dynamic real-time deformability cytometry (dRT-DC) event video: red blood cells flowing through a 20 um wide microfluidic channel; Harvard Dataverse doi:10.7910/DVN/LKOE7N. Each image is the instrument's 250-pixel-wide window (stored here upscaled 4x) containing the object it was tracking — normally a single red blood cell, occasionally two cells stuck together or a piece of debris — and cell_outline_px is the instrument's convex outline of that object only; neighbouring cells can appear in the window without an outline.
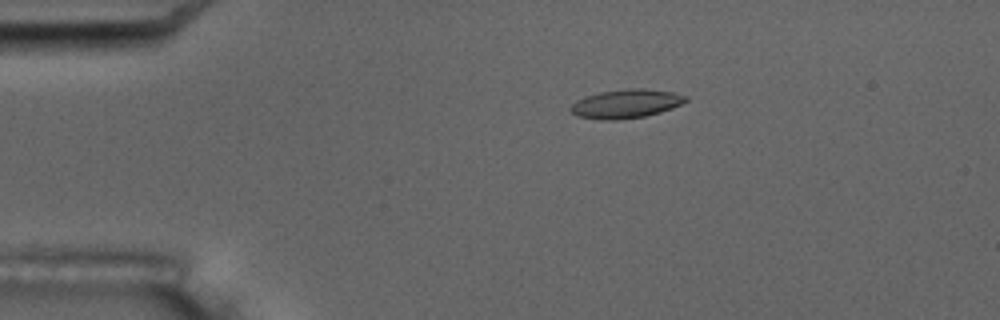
{"species": "common noctule bat (a hibernating species)", "species_latin": "Nyctalus noctula", "temperature_condition": "room temperature", "stored_images_in_passage": 8, "camera_frame_rate_fps": 3000, "um_per_image_px": 0.085, "animal": {"sex": "male", "body_mass_g": 17.5, "forearm_length_mm": 52.3}, "frame": {"image": 1, "passage_image": 2, "time_ms": 1.0, "image_size_px": [1000, 320], "cell_outline_px": [[688, 100], [672, 108], [660, 112], [644, 116], [616, 120], [600, 120], [576, 116], [568, 108], [576, 100], [584, 96], [600, 92], [628, 88], [644, 88], [672, 92], [688, 96]], "centroid_in_image_um": [53.18, 8.81], "position_along_channel_um": 31.8, "area_um2": 19.42}}